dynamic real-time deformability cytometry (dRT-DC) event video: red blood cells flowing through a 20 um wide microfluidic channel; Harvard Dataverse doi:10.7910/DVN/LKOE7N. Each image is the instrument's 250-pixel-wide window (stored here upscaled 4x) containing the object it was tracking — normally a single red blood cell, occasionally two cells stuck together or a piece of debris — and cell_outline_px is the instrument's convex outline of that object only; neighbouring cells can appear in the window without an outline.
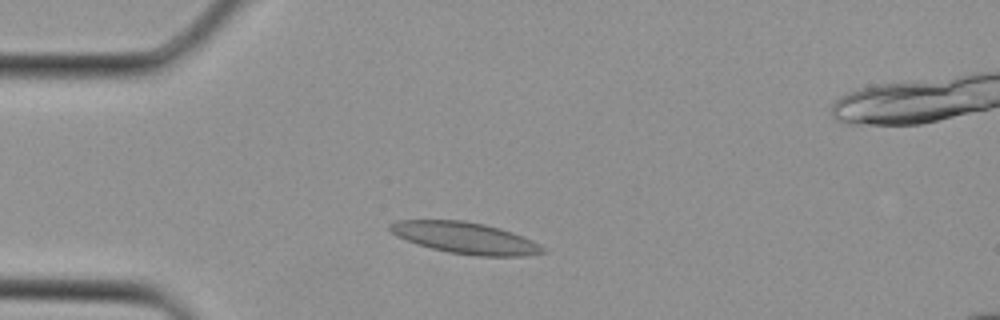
{"species": "Egyptian fruit bat (a non-hibernating species)", "species_latin": "Rousettus aegyptiacus", "temperature_condition": "cold", "stored_images_in_passage": 3, "camera_frame_rate_fps": 3000, "um_per_image_px": 0.085, "animal": {"sex": "female"}, "frame": {"image": 1, "passage_image": 2, "time_ms": 0.333, "image_size_px": [1000, 320], "cell_outline_px": [[548, 252], [524, 256], [476, 256], [448, 252], [432, 248], [396, 236], [388, 228], [388, 224], [396, 220], [464, 220], [484, 224], [500, 228], [512, 232], [532, 240], [540, 244]], "centroid_in_image_um": [39.57, 20.22], "position_along_channel_um": 45.4, "area_um2": 27.98}}